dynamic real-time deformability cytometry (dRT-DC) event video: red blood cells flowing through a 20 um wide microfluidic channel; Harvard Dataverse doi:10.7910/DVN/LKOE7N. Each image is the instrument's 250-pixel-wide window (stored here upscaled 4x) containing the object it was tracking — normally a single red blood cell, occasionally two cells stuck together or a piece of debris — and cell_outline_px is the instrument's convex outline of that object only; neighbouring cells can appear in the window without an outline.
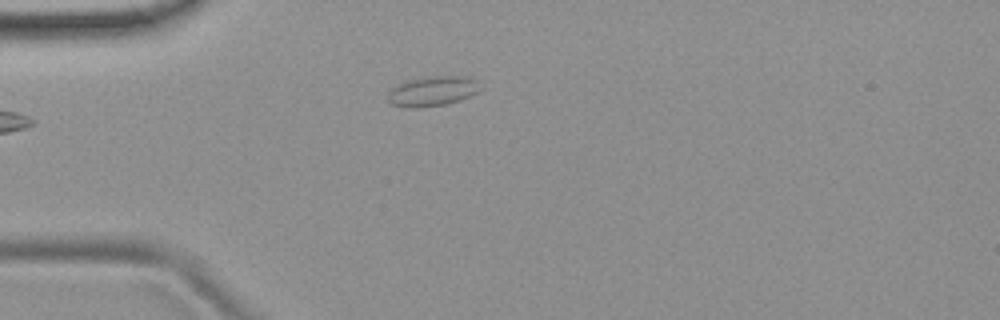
{"species": "common noctule bat (a hibernating species)", "species_latin": "Nyctalus noctula", "temperature_condition": "room temperature", "stored_images_in_passage": 2, "camera_frame_rate_fps": 3000, "um_per_image_px": 0.085, "animal": {"sex": "female", "body_mass_g": 19.9}, "frame": {"image": 1, "passage_image": 1, "time_ms": 0.0, "image_size_px": [1000, 320], "cell_outline_px": [[476, 92], [460, 100], [448, 104], [420, 108], [408, 108], [392, 104], [388, 100], [388, 92], [396, 84], [408, 80], [428, 76], [464, 76], [476, 80]], "centroid_in_image_um": [36.68, 7.76], "position_along_channel_um": 48.3, "area_um2": 15.95}}